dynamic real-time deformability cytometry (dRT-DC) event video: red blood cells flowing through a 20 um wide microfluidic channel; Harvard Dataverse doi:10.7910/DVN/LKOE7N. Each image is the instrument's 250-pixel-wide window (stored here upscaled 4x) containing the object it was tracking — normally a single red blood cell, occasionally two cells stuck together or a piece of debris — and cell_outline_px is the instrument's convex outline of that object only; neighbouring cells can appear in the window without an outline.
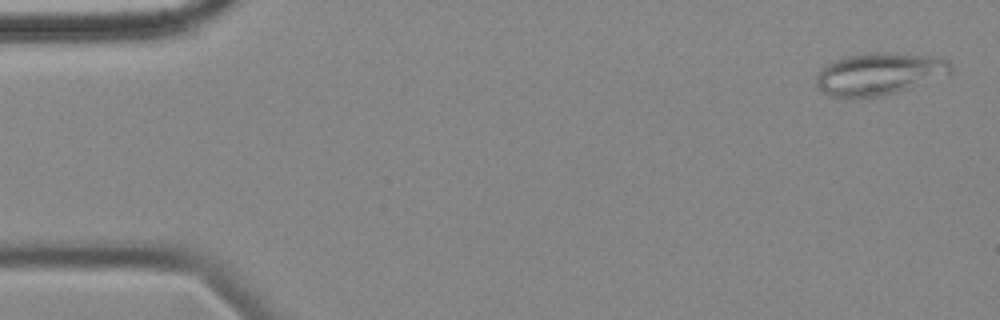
{"species": "common noctule bat (a hibernating species)", "species_latin": "Nyctalus noctula", "temperature_condition": "cold", "stored_images_in_passage": 4, "camera_frame_rate_fps": 3000, "um_per_image_px": 0.085, "animal": {"sex": "female", "body_mass_g": 18.4}, "frame": {"image": 1, "passage_image": 1, "time_ms": 0.0, "image_size_px": [1000, 320], "cell_outline_px": [[952, 72], [948, 76], [896, 92], [880, 96], [832, 96], [816, 88], [816, 72], [824, 64], [832, 60], [844, 56], [876, 52], [888, 52], [936, 56], [948, 60], [952, 64]], "centroid_in_image_um": [74.74, 6.24], "position_along_channel_um": 10.3, "area_um2": 33.41}}